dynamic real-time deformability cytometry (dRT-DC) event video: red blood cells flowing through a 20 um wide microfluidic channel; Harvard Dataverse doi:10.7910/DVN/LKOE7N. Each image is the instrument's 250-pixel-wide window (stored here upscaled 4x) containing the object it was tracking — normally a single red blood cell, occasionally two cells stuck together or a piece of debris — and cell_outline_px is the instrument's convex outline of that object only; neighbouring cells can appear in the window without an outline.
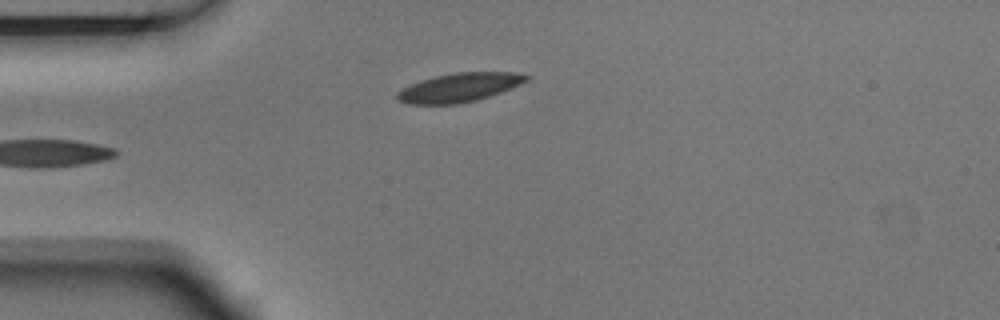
{"species": "Egyptian fruit bat (a non-hibernating species)", "species_latin": "Rousettus aegyptiacus", "temperature_condition": "room temperature", "stored_images_in_passage": 6, "camera_frame_rate_fps": 3000, "um_per_image_px": 0.085, "animal": {"sex": "male"}, "frame": {"image": 1, "passage_image": 6, "time_ms": 1.667, "image_size_px": [1000, 320], "cell_outline_px": [[532, 76], [528, 80], [512, 88], [476, 100], [456, 104], [408, 104], [396, 100], [396, 92], [420, 80], [436, 76], [456, 72], [512, 72]], "centroid_in_image_um": [39.03, 7.44], "position_along_channel_um": 46.0, "area_um2": 21.62}}